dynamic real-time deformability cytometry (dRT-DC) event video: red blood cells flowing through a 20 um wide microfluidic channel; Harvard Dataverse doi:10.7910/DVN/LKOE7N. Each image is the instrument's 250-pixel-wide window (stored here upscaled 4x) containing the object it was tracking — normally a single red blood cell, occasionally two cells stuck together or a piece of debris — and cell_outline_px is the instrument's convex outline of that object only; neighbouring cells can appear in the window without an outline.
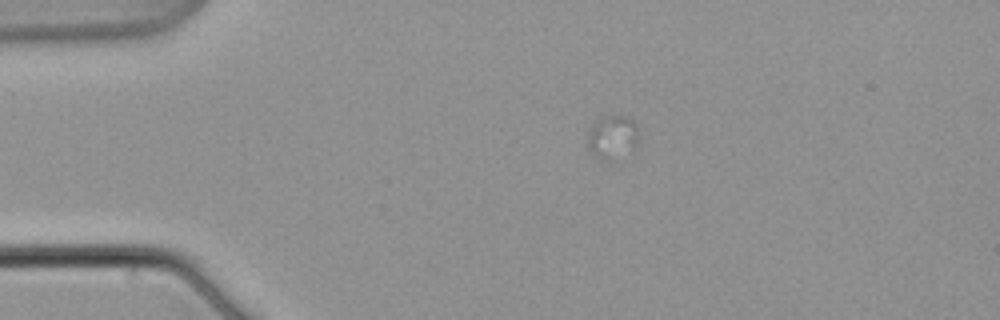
{"species": "common noctule bat (a hibernating species)", "species_latin": "Nyctalus noctula", "temperature_condition": "warm", "stored_images_in_passage": 2, "camera_frame_rate_fps": 3000, "um_per_image_px": 0.085, "animal": {"sex": "male", "body_mass_g": 21.5, "forearm_length_mm": 52.0}, "frame": {"image": 1, "passage_image": 1, "time_ms": 0.0, "image_size_px": [1000, 320], "cell_outline_px": [[636, 148], [608, 160], [600, 160], [592, 152], [588, 144], [588, 136], [596, 120], [600, 116], [624, 116], [632, 120], [636, 124]], "centroid_in_image_um": [52.04, 11.63], "position_along_channel_um": 33.0, "area_um2": 12.43}}